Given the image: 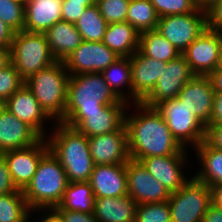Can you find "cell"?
<instances>
[{
    "mask_svg": "<svg viewBox=\"0 0 222 222\" xmlns=\"http://www.w3.org/2000/svg\"><path fill=\"white\" fill-rule=\"evenodd\" d=\"M135 109L125 113V125L128 134V148L132 160L141 161L151 156L187 155L173 137L166 121L155 108L141 102L130 104ZM129 114V115H127Z\"/></svg>",
    "mask_w": 222,
    "mask_h": 222,
    "instance_id": "6da1fadb",
    "label": "cell"
},
{
    "mask_svg": "<svg viewBox=\"0 0 222 222\" xmlns=\"http://www.w3.org/2000/svg\"><path fill=\"white\" fill-rule=\"evenodd\" d=\"M54 126V132L46 137L49 151L61 163L68 182H89L94 163L88 137L63 122H55Z\"/></svg>",
    "mask_w": 222,
    "mask_h": 222,
    "instance_id": "7a4b0ae2",
    "label": "cell"
},
{
    "mask_svg": "<svg viewBox=\"0 0 222 222\" xmlns=\"http://www.w3.org/2000/svg\"><path fill=\"white\" fill-rule=\"evenodd\" d=\"M69 182L59 160L48 151L39 161L36 172L22 190L30 210L57 207Z\"/></svg>",
    "mask_w": 222,
    "mask_h": 222,
    "instance_id": "3957f363",
    "label": "cell"
},
{
    "mask_svg": "<svg viewBox=\"0 0 222 222\" xmlns=\"http://www.w3.org/2000/svg\"><path fill=\"white\" fill-rule=\"evenodd\" d=\"M120 101L102 73L70 75L64 117H86V113L100 112L105 105Z\"/></svg>",
    "mask_w": 222,
    "mask_h": 222,
    "instance_id": "277c9868",
    "label": "cell"
},
{
    "mask_svg": "<svg viewBox=\"0 0 222 222\" xmlns=\"http://www.w3.org/2000/svg\"><path fill=\"white\" fill-rule=\"evenodd\" d=\"M69 77L64 63L56 61L25 80L26 86L54 122L64 120Z\"/></svg>",
    "mask_w": 222,
    "mask_h": 222,
    "instance_id": "5b68a950",
    "label": "cell"
},
{
    "mask_svg": "<svg viewBox=\"0 0 222 222\" xmlns=\"http://www.w3.org/2000/svg\"><path fill=\"white\" fill-rule=\"evenodd\" d=\"M10 50L11 63L24 80L56 62L44 33L15 32Z\"/></svg>",
    "mask_w": 222,
    "mask_h": 222,
    "instance_id": "8992f818",
    "label": "cell"
},
{
    "mask_svg": "<svg viewBox=\"0 0 222 222\" xmlns=\"http://www.w3.org/2000/svg\"><path fill=\"white\" fill-rule=\"evenodd\" d=\"M154 108L166 121L173 137L183 148H195L205 140L206 126L178 97L162 101Z\"/></svg>",
    "mask_w": 222,
    "mask_h": 222,
    "instance_id": "52a82bcc",
    "label": "cell"
},
{
    "mask_svg": "<svg viewBox=\"0 0 222 222\" xmlns=\"http://www.w3.org/2000/svg\"><path fill=\"white\" fill-rule=\"evenodd\" d=\"M171 222H202L212 203V190L194 176L168 199Z\"/></svg>",
    "mask_w": 222,
    "mask_h": 222,
    "instance_id": "ba28073f",
    "label": "cell"
},
{
    "mask_svg": "<svg viewBox=\"0 0 222 222\" xmlns=\"http://www.w3.org/2000/svg\"><path fill=\"white\" fill-rule=\"evenodd\" d=\"M207 28L206 11L160 17L156 30L182 53Z\"/></svg>",
    "mask_w": 222,
    "mask_h": 222,
    "instance_id": "9c48e42d",
    "label": "cell"
},
{
    "mask_svg": "<svg viewBox=\"0 0 222 222\" xmlns=\"http://www.w3.org/2000/svg\"><path fill=\"white\" fill-rule=\"evenodd\" d=\"M195 76L190 64L182 54L167 63L163 62V73L154 88L141 103L147 107L154 108L162 101L175 98L179 95L184 85Z\"/></svg>",
    "mask_w": 222,
    "mask_h": 222,
    "instance_id": "30bf717a",
    "label": "cell"
},
{
    "mask_svg": "<svg viewBox=\"0 0 222 222\" xmlns=\"http://www.w3.org/2000/svg\"><path fill=\"white\" fill-rule=\"evenodd\" d=\"M130 107L121 100L117 104L105 105L100 112L86 113V117H64L62 122L86 137L112 133L125 124V113Z\"/></svg>",
    "mask_w": 222,
    "mask_h": 222,
    "instance_id": "8fae6325",
    "label": "cell"
},
{
    "mask_svg": "<svg viewBox=\"0 0 222 222\" xmlns=\"http://www.w3.org/2000/svg\"><path fill=\"white\" fill-rule=\"evenodd\" d=\"M222 33L206 28L181 54L196 76H208L220 63Z\"/></svg>",
    "mask_w": 222,
    "mask_h": 222,
    "instance_id": "7c38bea8",
    "label": "cell"
},
{
    "mask_svg": "<svg viewBox=\"0 0 222 222\" xmlns=\"http://www.w3.org/2000/svg\"><path fill=\"white\" fill-rule=\"evenodd\" d=\"M119 57L102 41H82L63 63L70 75L93 72L102 73Z\"/></svg>",
    "mask_w": 222,
    "mask_h": 222,
    "instance_id": "4fadbf2b",
    "label": "cell"
},
{
    "mask_svg": "<svg viewBox=\"0 0 222 222\" xmlns=\"http://www.w3.org/2000/svg\"><path fill=\"white\" fill-rule=\"evenodd\" d=\"M128 195L137 204L166 202L170 193L142 165L130 159L126 163Z\"/></svg>",
    "mask_w": 222,
    "mask_h": 222,
    "instance_id": "5bb4252c",
    "label": "cell"
},
{
    "mask_svg": "<svg viewBox=\"0 0 222 222\" xmlns=\"http://www.w3.org/2000/svg\"><path fill=\"white\" fill-rule=\"evenodd\" d=\"M88 143L94 165L126 164L131 159L125 124L112 133L88 137Z\"/></svg>",
    "mask_w": 222,
    "mask_h": 222,
    "instance_id": "9a60e30c",
    "label": "cell"
},
{
    "mask_svg": "<svg viewBox=\"0 0 222 222\" xmlns=\"http://www.w3.org/2000/svg\"><path fill=\"white\" fill-rule=\"evenodd\" d=\"M49 151L47 138H41L34 145L11 150L1 154L7 162L12 180L23 190L33 178L40 159Z\"/></svg>",
    "mask_w": 222,
    "mask_h": 222,
    "instance_id": "2e32d148",
    "label": "cell"
},
{
    "mask_svg": "<svg viewBox=\"0 0 222 222\" xmlns=\"http://www.w3.org/2000/svg\"><path fill=\"white\" fill-rule=\"evenodd\" d=\"M188 155L151 156L140 162L169 193L179 190L191 177L183 174L184 166L190 162ZM188 162V163H186Z\"/></svg>",
    "mask_w": 222,
    "mask_h": 222,
    "instance_id": "e0dca14e",
    "label": "cell"
},
{
    "mask_svg": "<svg viewBox=\"0 0 222 222\" xmlns=\"http://www.w3.org/2000/svg\"><path fill=\"white\" fill-rule=\"evenodd\" d=\"M5 109L31 126L42 138L47 137L48 129L45 124L52 118L41 107L26 84L5 101Z\"/></svg>",
    "mask_w": 222,
    "mask_h": 222,
    "instance_id": "ac0fdd59",
    "label": "cell"
},
{
    "mask_svg": "<svg viewBox=\"0 0 222 222\" xmlns=\"http://www.w3.org/2000/svg\"><path fill=\"white\" fill-rule=\"evenodd\" d=\"M214 96L210 78L195 76L184 85L177 97L207 127L213 112Z\"/></svg>",
    "mask_w": 222,
    "mask_h": 222,
    "instance_id": "d6986e66",
    "label": "cell"
},
{
    "mask_svg": "<svg viewBox=\"0 0 222 222\" xmlns=\"http://www.w3.org/2000/svg\"><path fill=\"white\" fill-rule=\"evenodd\" d=\"M133 104L141 102L154 88L163 73V61L143 55L139 50L130 56Z\"/></svg>",
    "mask_w": 222,
    "mask_h": 222,
    "instance_id": "ffe728a7",
    "label": "cell"
},
{
    "mask_svg": "<svg viewBox=\"0 0 222 222\" xmlns=\"http://www.w3.org/2000/svg\"><path fill=\"white\" fill-rule=\"evenodd\" d=\"M42 137L27 123L4 109L0 113V154L27 148Z\"/></svg>",
    "mask_w": 222,
    "mask_h": 222,
    "instance_id": "44dd1931",
    "label": "cell"
},
{
    "mask_svg": "<svg viewBox=\"0 0 222 222\" xmlns=\"http://www.w3.org/2000/svg\"><path fill=\"white\" fill-rule=\"evenodd\" d=\"M89 183L95 198L127 195L126 164L94 165Z\"/></svg>",
    "mask_w": 222,
    "mask_h": 222,
    "instance_id": "7402d4cb",
    "label": "cell"
},
{
    "mask_svg": "<svg viewBox=\"0 0 222 222\" xmlns=\"http://www.w3.org/2000/svg\"><path fill=\"white\" fill-rule=\"evenodd\" d=\"M24 29L45 33L56 22L62 21V0H26Z\"/></svg>",
    "mask_w": 222,
    "mask_h": 222,
    "instance_id": "603a6c76",
    "label": "cell"
},
{
    "mask_svg": "<svg viewBox=\"0 0 222 222\" xmlns=\"http://www.w3.org/2000/svg\"><path fill=\"white\" fill-rule=\"evenodd\" d=\"M137 203L128 194L95 198L93 214L99 222H135Z\"/></svg>",
    "mask_w": 222,
    "mask_h": 222,
    "instance_id": "cb8c5ba5",
    "label": "cell"
},
{
    "mask_svg": "<svg viewBox=\"0 0 222 222\" xmlns=\"http://www.w3.org/2000/svg\"><path fill=\"white\" fill-rule=\"evenodd\" d=\"M50 51L56 61L63 62L83 41L74 23L56 22L45 33Z\"/></svg>",
    "mask_w": 222,
    "mask_h": 222,
    "instance_id": "d4e9b609",
    "label": "cell"
},
{
    "mask_svg": "<svg viewBox=\"0 0 222 222\" xmlns=\"http://www.w3.org/2000/svg\"><path fill=\"white\" fill-rule=\"evenodd\" d=\"M140 33L128 22L108 24L102 42L120 57H130L139 48Z\"/></svg>",
    "mask_w": 222,
    "mask_h": 222,
    "instance_id": "484cf974",
    "label": "cell"
},
{
    "mask_svg": "<svg viewBox=\"0 0 222 222\" xmlns=\"http://www.w3.org/2000/svg\"><path fill=\"white\" fill-rule=\"evenodd\" d=\"M194 149L200 162L194 177L210 188L222 184V150L210 146L205 140Z\"/></svg>",
    "mask_w": 222,
    "mask_h": 222,
    "instance_id": "4316f807",
    "label": "cell"
},
{
    "mask_svg": "<svg viewBox=\"0 0 222 222\" xmlns=\"http://www.w3.org/2000/svg\"><path fill=\"white\" fill-rule=\"evenodd\" d=\"M102 75L120 100L133 104L130 57H119L102 72ZM125 87L128 90H125L126 93L123 90Z\"/></svg>",
    "mask_w": 222,
    "mask_h": 222,
    "instance_id": "83f0119b",
    "label": "cell"
},
{
    "mask_svg": "<svg viewBox=\"0 0 222 222\" xmlns=\"http://www.w3.org/2000/svg\"><path fill=\"white\" fill-rule=\"evenodd\" d=\"M138 50L147 57L166 63L181 55L156 29L140 33Z\"/></svg>",
    "mask_w": 222,
    "mask_h": 222,
    "instance_id": "f1b7e54d",
    "label": "cell"
},
{
    "mask_svg": "<svg viewBox=\"0 0 222 222\" xmlns=\"http://www.w3.org/2000/svg\"><path fill=\"white\" fill-rule=\"evenodd\" d=\"M95 197L89 182H71L55 208L93 213Z\"/></svg>",
    "mask_w": 222,
    "mask_h": 222,
    "instance_id": "f546056e",
    "label": "cell"
},
{
    "mask_svg": "<svg viewBox=\"0 0 222 222\" xmlns=\"http://www.w3.org/2000/svg\"><path fill=\"white\" fill-rule=\"evenodd\" d=\"M74 24L82 40L88 42L102 41L108 26L96 3L88 6Z\"/></svg>",
    "mask_w": 222,
    "mask_h": 222,
    "instance_id": "4dcf8cb0",
    "label": "cell"
},
{
    "mask_svg": "<svg viewBox=\"0 0 222 222\" xmlns=\"http://www.w3.org/2000/svg\"><path fill=\"white\" fill-rule=\"evenodd\" d=\"M22 190L0 196V222H29L31 213Z\"/></svg>",
    "mask_w": 222,
    "mask_h": 222,
    "instance_id": "1f68e13d",
    "label": "cell"
},
{
    "mask_svg": "<svg viewBox=\"0 0 222 222\" xmlns=\"http://www.w3.org/2000/svg\"><path fill=\"white\" fill-rule=\"evenodd\" d=\"M158 19L150 0H130L126 22L130 23L139 33L155 30Z\"/></svg>",
    "mask_w": 222,
    "mask_h": 222,
    "instance_id": "d6a6232c",
    "label": "cell"
},
{
    "mask_svg": "<svg viewBox=\"0 0 222 222\" xmlns=\"http://www.w3.org/2000/svg\"><path fill=\"white\" fill-rule=\"evenodd\" d=\"M0 19L14 32L24 29L25 5L21 0H0Z\"/></svg>",
    "mask_w": 222,
    "mask_h": 222,
    "instance_id": "836d02e7",
    "label": "cell"
},
{
    "mask_svg": "<svg viewBox=\"0 0 222 222\" xmlns=\"http://www.w3.org/2000/svg\"><path fill=\"white\" fill-rule=\"evenodd\" d=\"M135 222H171L168 201L137 204Z\"/></svg>",
    "mask_w": 222,
    "mask_h": 222,
    "instance_id": "e575fe53",
    "label": "cell"
},
{
    "mask_svg": "<svg viewBox=\"0 0 222 222\" xmlns=\"http://www.w3.org/2000/svg\"><path fill=\"white\" fill-rule=\"evenodd\" d=\"M95 3L108 24L126 21L130 0H96Z\"/></svg>",
    "mask_w": 222,
    "mask_h": 222,
    "instance_id": "d590c367",
    "label": "cell"
},
{
    "mask_svg": "<svg viewBox=\"0 0 222 222\" xmlns=\"http://www.w3.org/2000/svg\"><path fill=\"white\" fill-rule=\"evenodd\" d=\"M150 2L159 18L168 15L188 14L199 9L195 0H150Z\"/></svg>",
    "mask_w": 222,
    "mask_h": 222,
    "instance_id": "8d00e7d4",
    "label": "cell"
},
{
    "mask_svg": "<svg viewBox=\"0 0 222 222\" xmlns=\"http://www.w3.org/2000/svg\"><path fill=\"white\" fill-rule=\"evenodd\" d=\"M25 84V80L10 63L0 70V98L6 101L15 91Z\"/></svg>",
    "mask_w": 222,
    "mask_h": 222,
    "instance_id": "74e56055",
    "label": "cell"
},
{
    "mask_svg": "<svg viewBox=\"0 0 222 222\" xmlns=\"http://www.w3.org/2000/svg\"><path fill=\"white\" fill-rule=\"evenodd\" d=\"M94 3H76L70 0H62V21L75 23L83 11Z\"/></svg>",
    "mask_w": 222,
    "mask_h": 222,
    "instance_id": "f35d334b",
    "label": "cell"
},
{
    "mask_svg": "<svg viewBox=\"0 0 222 222\" xmlns=\"http://www.w3.org/2000/svg\"><path fill=\"white\" fill-rule=\"evenodd\" d=\"M52 210L58 215L61 222H99L93 213L64 210L62 208H53Z\"/></svg>",
    "mask_w": 222,
    "mask_h": 222,
    "instance_id": "ab89813d",
    "label": "cell"
},
{
    "mask_svg": "<svg viewBox=\"0 0 222 222\" xmlns=\"http://www.w3.org/2000/svg\"><path fill=\"white\" fill-rule=\"evenodd\" d=\"M19 191L15 186L7 162L0 154V196L11 192Z\"/></svg>",
    "mask_w": 222,
    "mask_h": 222,
    "instance_id": "60d3db41",
    "label": "cell"
},
{
    "mask_svg": "<svg viewBox=\"0 0 222 222\" xmlns=\"http://www.w3.org/2000/svg\"><path fill=\"white\" fill-rule=\"evenodd\" d=\"M206 14L207 28L222 33V0L211 6Z\"/></svg>",
    "mask_w": 222,
    "mask_h": 222,
    "instance_id": "b9f144b4",
    "label": "cell"
},
{
    "mask_svg": "<svg viewBox=\"0 0 222 222\" xmlns=\"http://www.w3.org/2000/svg\"><path fill=\"white\" fill-rule=\"evenodd\" d=\"M205 141L212 147L222 150V124L206 127Z\"/></svg>",
    "mask_w": 222,
    "mask_h": 222,
    "instance_id": "7bdbcfd3",
    "label": "cell"
},
{
    "mask_svg": "<svg viewBox=\"0 0 222 222\" xmlns=\"http://www.w3.org/2000/svg\"><path fill=\"white\" fill-rule=\"evenodd\" d=\"M222 124V92H215L213 112L209 125Z\"/></svg>",
    "mask_w": 222,
    "mask_h": 222,
    "instance_id": "ee69618b",
    "label": "cell"
},
{
    "mask_svg": "<svg viewBox=\"0 0 222 222\" xmlns=\"http://www.w3.org/2000/svg\"><path fill=\"white\" fill-rule=\"evenodd\" d=\"M15 32L0 19V47L10 48Z\"/></svg>",
    "mask_w": 222,
    "mask_h": 222,
    "instance_id": "f6af8a7d",
    "label": "cell"
},
{
    "mask_svg": "<svg viewBox=\"0 0 222 222\" xmlns=\"http://www.w3.org/2000/svg\"><path fill=\"white\" fill-rule=\"evenodd\" d=\"M202 222H222V208L212 202L208 206Z\"/></svg>",
    "mask_w": 222,
    "mask_h": 222,
    "instance_id": "bcb514c9",
    "label": "cell"
},
{
    "mask_svg": "<svg viewBox=\"0 0 222 222\" xmlns=\"http://www.w3.org/2000/svg\"><path fill=\"white\" fill-rule=\"evenodd\" d=\"M208 77L211 80L215 92H222V67H217Z\"/></svg>",
    "mask_w": 222,
    "mask_h": 222,
    "instance_id": "7dc6e473",
    "label": "cell"
},
{
    "mask_svg": "<svg viewBox=\"0 0 222 222\" xmlns=\"http://www.w3.org/2000/svg\"><path fill=\"white\" fill-rule=\"evenodd\" d=\"M37 211L38 213L41 212L43 216L41 214V217L36 218L35 219V221L37 220L36 222H61L58 215L52 209L37 210Z\"/></svg>",
    "mask_w": 222,
    "mask_h": 222,
    "instance_id": "c3c4849f",
    "label": "cell"
},
{
    "mask_svg": "<svg viewBox=\"0 0 222 222\" xmlns=\"http://www.w3.org/2000/svg\"><path fill=\"white\" fill-rule=\"evenodd\" d=\"M11 63L10 48L0 47V70Z\"/></svg>",
    "mask_w": 222,
    "mask_h": 222,
    "instance_id": "681fc988",
    "label": "cell"
},
{
    "mask_svg": "<svg viewBox=\"0 0 222 222\" xmlns=\"http://www.w3.org/2000/svg\"><path fill=\"white\" fill-rule=\"evenodd\" d=\"M212 202L222 208V184H216L212 188Z\"/></svg>",
    "mask_w": 222,
    "mask_h": 222,
    "instance_id": "f907efd6",
    "label": "cell"
},
{
    "mask_svg": "<svg viewBox=\"0 0 222 222\" xmlns=\"http://www.w3.org/2000/svg\"><path fill=\"white\" fill-rule=\"evenodd\" d=\"M219 0H195L197 7L201 10L207 11L211 6H213Z\"/></svg>",
    "mask_w": 222,
    "mask_h": 222,
    "instance_id": "816d5d0a",
    "label": "cell"
},
{
    "mask_svg": "<svg viewBox=\"0 0 222 222\" xmlns=\"http://www.w3.org/2000/svg\"><path fill=\"white\" fill-rule=\"evenodd\" d=\"M70 2H76V3H95V0H70Z\"/></svg>",
    "mask_w": 222,
    "mask_h": 222,
    "instance_id": "f5cc1de1",
    "label": "cell"
},
{
    "mask_svg": "<svg viewBox=\"0 0 222 222\" xmlns=\"http://www.w3.org/2000/svg\"><path fill=\"white\" fill-rule=\"evenodd\" d=\"M5 109V101L0 98V113Z\"/></svg>",
    "mask_w": 222,
    "mask_h": 222,
    "instance_id": "db71d44e",
    "label": "cell"
},
{
    "mask_svg": "<svg viewBox=\"0 0 222 222\" xmlns=\"http://www.w3.org/2000/svg\"><path fill=\"white\" fill-rule=\"evenodd\" d=\"M219 67H222V48H221V54H220V63H219Z\"/></svg>",
    "mask_w": 222,
    "mask_h": 222,
    "instance_id": "11a10c76",
    "label": "cell"
}]
</instances>
